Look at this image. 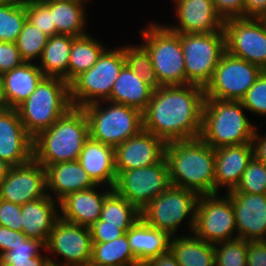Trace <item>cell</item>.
Wrapping results in <instances>:
<instances>
[{
    "instance_id": "cell-41",
    "label": "cell",
    "mask_w": 266,
    "mask_h": 266,
    "mask_svg": "<svg viewBox=\"0 0 266 266\" xmlns=\"http://www.w3.org/2000/svg\"><path fill=\"white\" fill-rule=\"evenodd\" d=\"M241 103L247 112H251V115L266 117V70L257 77L255 83L241 99Z\"/></svg>"
},
{
    "instance_id": "cell-48",
    "label": "cell",
    "mask_w": 266,
    "mask_h": 266,
    "mask_svg": "<svg viewBox=\"0 0 266 266\" xmlns=\"http://www.w3.org/2000/svg\"><path fill=\"white\" fill-rule=\"evenodd\" d=\"M247 266H266V240L247 241Z\"/></svg>"
},
{
    "instance_id": "cell-58",
    "label": "cell",
    "mask_w": 266,
    "mask_h": 266,
    "mask_svg": "<svg viewBox=\"0 0 266 266\" xmlns=\"http://www.w3.org/2000/svg\"><path fill=\"white\" fill-rule=\"evenodd\" d=\"M266 24V13L261 17Z\"/></svg>"
},
{
    "instance_id": "cell-36",
    "label": "cell",
    "mask_w": 266,
    "mask_h": 266,
    "mask_svg": "<svg viewBox=\"0 0 266 266\" xmlns=\"http://www.w3.org/2000/svg\"><path fill=\"white\" fill-rule=\"evenodd\" d=\"M49 36L37 29L27 19L15 42L24 62L38 63Z\"/></svg>"
},
{
    "instance_id": "cell-1",
    "label": "cell",
    "mask_w": 266,
    "mask_h": 266,
    "mask_svg": "<svg viewBox=\"0 0 266 266\" xmlns=\"http://www.w3.org/2000/svg\"><path fill=\"white\" fill-rule=\"evenodd\" d=\"M204 100L198 85L160 86L142 111L143 129L165 143L199 138Z\"/></svg>"
},
{
    "instance_id": "cell-59",
    "label": "cell",
    "mask_w": 266,
    "mask_h": 266,
    "mask_svg": "<svg viewBox=\"0 0 266 266\" xmlns=\"http://www.w3.org/2000/svg\"><path fill=\"white\" fill-rule=\"evenodd\" d=\"M80 1H83V2H85V3H89V2H91V0H80Z\"/></svg>"
},
{
    "instance_id": "cell-20",
    "label": "cell",
    "mask_w": 266,
    "mask_h": 266,
    "mask_svg": "<svg viewBox=\"0 0 266 266\" xmlns=\"http://www.w3.org/2000/svg\"><path fill=\"white\" fill-rule=\"evenodd\" d=\"M232 202L238 238L266 240V194L226 193Z\"/></svg>"
},
{
    "instance_id": "cell-50",
    "label": "cell",
    "mask_w": 266,
    "mask_h": 266,
    "mask_svg": "<svg viewBox=\"0 0 266 266\" xmlns=\"http://www.w3.org/2000/svg\"><path fill=\"white\" fill-rule=\"evenodd\" d=\"M252 146L253 156L257 160L266 164V133L260 134V132L256 129L252 138Z\"/></svg>"
},
{
    "instance_id": "cell-56",
    "label": "cell",
    "mask_w": 266,
    "mask_h": 266,
    "mask_svg": "<svg viewBox=\"0 0 266 266\" xmlns=\"http://www.w3.org/2000/svg\"><path fill=\"white\" fill-rule=\"evenodd\" d=\"M21 1H25V0H0V4L21 2Z\"/></svg>"
},
{
    "instance_id": "cell-54",
    "label": "cell",
    "mask_w": 266,
    "mask_h": 266,
    "mask_svg": "<svg viewBox=\"0 0 266 266\" xmlns=\"http://www.w3.org/2000/svg\"><path fill=\"white\" fill-rule=\"evenodd\" d=\"M128 266H152L150 260H135Z\"/></svg>"
},
{
    "instance_id": "cell-25",
    "label": "cell",
    "mask_w": 266,
    "mask_h": 266,
    "mask_svg": "<svg viewBox=\"0 0 266 266\" xmlns=\"http://www.w3.org/2000/svg\"><path fill=\"white\" fill-rule=\"evenodd\" d=\"M78 162L97 185L114 187L117 177L114 147L89 136L79 154Z\"/></svg>"
},
{
    "instance_id": "cell-17",
    "label": "cell",
    "mask_w": 266,
    "mask_h": 266,
    "mask_svg": "<svg viewBox=\"0 0 266 266\" xmlns=\"http://www.w3.org/2000/svg\"><path fill=\"white\" fill-rule=\"evenodd\" d=\"M165 145L162 139L142 129L114 148L116 174L159 163L165 157Z\"/></svg>"
},
{
    "instance_id": "cell-29",
    "label": "cell",
    "mask_w": 266,
    "mask_h": 266,
    "mask_svg": "<svg viewBox=\"0 0 266 266\" xmlns=\"http://www.w3.org/2000/svg\"><path fill=\"white\" fill-rule=\"evenodd\" d=\"M169 251L180 266H215L214 244L193 233L171 237Z\"/></svg>"
},
{
    "instance_id": "cell-31",
    "label": "cell",
    "mask_w": 266,
    "mask_h": 266,
    "mask_svg": "<svg viewBox=\"0 0 266 266\" xmlns=\"http://www.w3.org/2000/svg\"><path fill=\"white\" fill-rule=\"evenodd\" d=\"M74 36L57 34L49 37L38 67L45 77L60 78L68 83V62Z\"/></svg>"
},
{
    "instance_id": "cell-45",
    "label": "cell",
    "mask_w": 266,
    "mask_h": 266,
    "mask_svg": "<svg viewBox=\"0 0 266 266\" xmlns=\"http://www.w3.org/2000/svg\"><path fill=\"white\" fill-rule=\"evenodd\" d=\"M92 242H110L125 234L118 225L98 220L90 227Z\"/></svg>"
},
{
    "instance_id": "cell-43",
    "label": "cell",
    "mask_w": 266,
    "mask_h": 266,
    "mask_svg": "<svg viewBox=\"0 0 266 266\" xmlns=\"http://www.w3.org/2000/svg\"><path fill=\"white\" fill-rule=\"evenodd\" d=\"M0 225L22 232L21 205L0 199Z\"/></svg>"
},
{
    "instance_id": "cell-40",
    "label": "cell",
    "mask_w": 266,
    "mask_h": 266,
    "mask_svg": "<svg viewBox=\"0 0 266 266\" xmlns=\"http://www.w3.org/2000/svg\"><path fill=\"white\" fill-rule=\"evenodd\" d=\"M26 15L27 20L42 33L49 37L57 35L56 25L49 10V0H26Z\"/></svg>"
},
{
    "instance_id": "cell-51",
    "label": "cell",
    "mask_w": 266,
    "mask_h": 266,
    "mask_svg": "<svg viewBox=\"0 0 266 266\" xmlns=\"http://www.w3.org/2000/svg\"><path fill=\"white\" fill-rule=\"evenodd\" d=\"M47 255L42 253L40 256L22 261H0V266H50L51 262Z\"/></svg>"
},
{
    "instance_id": "cell-2",
    "label": "cell",
    "mask_w": 266,
    "mask_h": 266,
    "mask_svg": "<svg viewBox=\"0 0 266 266\" xmlns=\"http://www.w3.org/2000/svg\"><path fill=\"white\" fill-rule=\"evenodd\" d=\"M165 159L171 185L215 194V149L200 137L166 143Z\"/></svg>"
},
{
    "instance_id": "cell-55",
    "label": "cell",
    "mask_w": 266,
    "mask_h": 266,
    "mask_svg": "<svg viewBox=\"0 0 266 266\" xmlns=\"http://www.w3.org/2000/svg\"><path fill=\"white\" fill-rule=\"evenodd\" d=\"M6 104L3 98V93H2V83H1V77H0V111L6 109Z\"/></svg>"
},
{
    "instance_id": "cell-14",
    "label": "cell",
    "mask_w": 266,
    "mask_h": 266,
    "mask_svg": "<svg viewBox=\"0 0 266 266\" xmlns=\"http://www.w3.org/2000/svg\"><path fill=\"white\" fill-rule=\"evenodd\" d=\"M263 70L225 52L205 86V98L241 101Z\"/></svg>"
},
{
    "instance_id": "cell-8",
    "label": "cell",
    "mask_w": 266,
    "mask_h": 266,
    "mask_svg": "<svg viewBox=\"0 0 266 266\" xmlns=\"http://www.w3.org/2000/svg\"><path fill=\"white\" fill-rule=\"evenodd\" d=\"M199 197L192 190L171 185L149 202L140 216L148 225L167 232L171 237L180 235L178 230L186 221V232L192 233Z\"/></svg>"
},
{
    "instance_id": "cell-23",
    "label": "cell",
    "mask_w": 266,
    "mask_h": 266,
    "mask_svg": "<svg viewBox=\"0 0 266 266\" xmlns=\"http://www.w3.org/2000/svg\"><path fill=\"white\" fill-rule=\"evenodd\" d=\"M45 170L46 192L58 202L70 193L93 188L97 185L78 160L52 164L47 166Z\"/></svg>"
},
{
    "instance_id": "cell-39",
    "label": "cell",
    "mask_w": 266,
    "mask_h": 266,
    "mask_svg": "<svg viewBox=\"0 0 266 266\" xmlns=\"http://www.w3.org/2000/svg\"><path fill=\"white\" fill-rule=\"evenodd\" d=\"M232 192L266 194V164L253 156L248 162L239 184Z\"/></svg>"
},
{
    "instance_id": "cell-10",
    "label": "cell",
    "mask_w": 266,
    "mask_h": 266,
    "mask_svg": "<svg viewBox=\"0 0 266 266\" xmlns=\"http://www.w3.org/2000/svg\"><path fill=\"white\" fill-rule=\"evenodd\" d=\"M186 84L205 88L226 52L223 30L214 33L180 34Z\"/></svg>"
},
{
    "instance_id": "cell-47",
    "label": "cell",
    "mask_w": 266,
    "mask_h": 266,
    "mask_svg": "<svg viewBox=\"0 0 266 266\" xmlns=\"http://www.w3.org/2000/svg\"><path fill=\"white\" fill-rule=\"evenodd\" d=\"M28 237L23 232L14 231L5 226L0 225V256L8 252Z\"/></svg>"
},
{
    "instance_id": "cell-33",
    "label": "cell",
    "mask_w": 266,
    "mask_h": 266,
    "mask_svg": "<svg viewBox=\"0 0 266 266\" xmlns=\"http://www.w3.org/2000/svg\"><path fill=\"white\" fill-rule=\"evenodd\" d=\"M137 260L131 251L127 232L110 242H92V263L99 266H128Z\"/></svg>"
},
{
    "instance_id": "cell-6",
    "label": "cell",
    "mask_w": 266,
    "mask_h": 266,
    "mask_svg": "<svg viewBox=\"0 0 266 266\" xmlns=\"http://www.w3.org/2000/svg\"><path fill=\"white\" fill-rule=\"evenodd\" d=\"M139 32L147 49L160 86L186 84L185 63L180 34L165 24L149 21Z\"/></svg>"
},
{
    "instance_id": "cell-53",
    "label": "cell",
    "mask_w": 266,
    "mask_h": 266,
    "mask_svg": "<svg viewBox=\"0 0 266 266\" xmlns=\"http://www.w3.org/2000/svg\"><path fill=\"white\" fill-rule=\"evenodd\" d=\"M11 167L8 162L0 158V183L6 177Z\"/></svg>"
},
{
    "instance_id": "cell-22",
    "label": "cell",
    "mask_w": 266,
    "mask_h": 266,
    "mask_svg": "<svg viewBox=\"0 0 266 266\" xmlns=\"http://www.w3.org/2000/svg\"><path fill=\"white\" fill-rule=\"evenodd\" d=\"M252 157V142L215 149V193L234 190Z\"/></svg>"
},
{
    "instance_id": "cell-12",
    "label": "cell",
    "mask_w": 266,
    "mask_h": 266,
    "mask_svg": "<svg viewBox=\"0 0 266 266\" xmlns=\"http://www.w3.org/2000/svg\"><path fill=\"white\" fill-rule=\"evenodd\" d=\"M171 186L165 157L157 164L117 174L113 190L139 212Z\"/></svg>"
},
{
    "instance_id": "cell-32",
    "label": "cell",
    "mask_w": 266,
    "mask_h": 266,
    "mask_svg": "<svg viewBox=\"0 0 266 266\" xmlns=\"http://www.w3.org/2000/svg\"><path fill=\"white\" fill-rule=\"evenodd\" d=\"M106 48L101 39L98 40L90 33L74 37L69 54L68 84L82 72L92 68Z\"/></svg>"
},
{
    "instance_id": "cell-24",
    "label": "cell",
    "mask_w": 266,
    "mask_h": 266,
    "mask_svg": "<svg viewBox=\"0 0 266 266\" xmlns=\"http://www.w3.org/2000/svg\"><path fill=\"white\" fill-rule=\"evenodd\" d=\"M22 232L31 239L48 241L50 232L60 218L59 202L48 194L21 205Z\"/></svg>"
},
{
    "instance_id": "cell-5",
    "label": "cell",
    "mask_w": 266,
    "mask_h": 266,
    "mask_svg": "<svg viewBox=\"0 0 266 266\" xmlns=\"http://www.w3.org/2000/svg\"><path fill=\"white\" fill-rule=\"evenodd\" d=\"M71 107L70 84L60 78L44 77L16 109L26 132L35 138Z\"/></svg>"
},
{
    "instance_id": "cell-52",
    "label": "cell",
    "mask_w": 266,
    "mask_h": 266,
    "mask_svg": "<svg viewBox=\"0 0 266 266\" xmlns=\"http://www.w3.org/2000/svg\"><path fill=\"white\" fill-rule=\"evenodd\" d=\"M150 262L152 266H180L170 251L150 259Z\"/></svg>"
},
{
    "instance_id": "cell-34",
    "label": "cell",
    "mask_w": 266,
    "mask_h": 266,
    "mask_svg": "<svg viewBox=\"0 0 266 266\" xmlns=\"http://www.w3.org/2000/svg\"><path fill=\"white\" fill-rule=\"evenodd\" d=\"M140 217V212L113 190L104 200L99 220L118 225L126 233Z\"/></svg>"
},
{
    "instance_id": "cell-44",
    "label": "cell",
    "mask_w": 266,
    "mask_h": 266,
    "mask_svg": "<svg viewBox=\"0 0 266 266\" xmlns=\"http://www.w3.org/2000/svg\"><path fill=\"white\" fill-rule=\"evenodd\" d=\"M24 63L20 52L13 42L0 41V76Z\"/></svg>"
},
{
    "instance_id": "cell-49",
    "label": "cell",
    "mask_w": 266,
    "mask_h": 266,
    "mask_svg": "<svg viewBox=\"0 0 266 266\" xmlns=\"http://www.w3.org/2000/svg\"><path fill=\"white\" fill-rule=\"evenodd\" d=\"M266 13V0H243V17L261 18Z\"/></svg>"
},
{
    "instance_id": "cell-38",
    "label": "cell",
    "mask_w": 266,
    "mask_h": 266,
    "mask_svg": "<svg viewBox=\"0 0 266 266\" xmlns=\"http://www.w3.org/2000/svg\"><path fill=\"white\" fill-rule=\"evenodd\" d=\"M215 266H247V241L236 238L214 245Z\"/></svg>"
},
{
    "instance_id": "cell-27",
    "label": "cell",
    "mask_w": 266,
    "mask_h": 266,
    "mask_svg": "<svg viewBox=\"0 0 266 266\" xmlns=\"http://www.w3.org/2000/svg\"><path fill=\"white\" fill-rule=\"evenodd\" d=\"M127 238L137 260H150L169 252L171 236L148 225L141 217L127 231Z\"/></svg>"
},
{
    "instance_id": "cell-7",
    "label": "cell",
    "mask_w": 266,
    "mask_h": 266,
    "mask_svg": "<svg viewBox=\"0 0 266 266\" xmlns=\"http://www.w3.org/2000/svg\"><path fill=\"white\" fill-rule=\"evenodd\" d=\"M89 123V136L117 147L143 129L142 111L123 104L100 101L82 107Z\"/></svg>"
},
{
    "instance_id": "cell-21",
    "label": "cell",
    "mask_w": 266,
    "mask_h": 266,
    "mask_svg": "<svg viewBox=\"0 0 266 266\" xmlns=\"http://www.w3.org/2000/svg\"><path fill=\"white\" fill-rule=\"evenodd\" d=\"M112 191L113 188L96 185L66 195L59 201L60 218L90 228L100 219L104 200Z\"/></svg>"
},
{
    "instance_id": "cell-46",
    "label": "cell",
    "mask_w": 266,
    "mask_h": 266,
    "mask_svg": "<svg viewBox=\"0 0 266 266\" xmlns=\"http://www.w3.org/2000/svg\"><path fill=\"white\" fill-rule=\"evenodd\" d=\"M212 2L223 20L243 17V0H212Z\"/></svg>"
},
{
    "instance_id": "cell-35",
    "label": "cell",
    "mask_w": 266,
    "mask_h": 266,
    "mask_svg": "<svg viewBox=\"0 0 266 266\" xmlns=\"http://www.w3.org/2000/svg\"><path fill=\"white\" fill-rule=\"evenodd\" d=\"M26 19V0L0 4V41L15 43Z\"/></svg>"
},
{
    "instance_id": "cell-9",
    "label": "cell",
    "mask_w": 266,
    "mask_h": 266,
    "mask_svg": "<svg viewBox=\"0 0 266 266\" xmlns=\"http://www.w3.org/2000/svg\"><path fill=\"white\" fill-rule=\"evenodd\" d=\"M125 64L120 45L112 49L107 47L92 68L82 72L70 83L72 106L82 108L92 103L107 101Z\"/></svg>"
},
{
    "instance_id": "cell-3",
    "label": "cell",
    "mask_w": 266,
    "mask_h": 266,
    "mask_svg": "<svg viewBox=\"0 0 266 266\" xmlns=\"http://www.w3.org/2000/svg\"><path fill=\"white\" fill-rule=\"evenodd\" d=\"M89 138V123L81 107H71L49 128L33 138V158L44 168L78 160Z\"/></svg>"
},
{
    "instance_id": "cell-15",
    "label": "cell",
    "mask_w": 266,
    "mask_h": 266,
    "mask_svg": "<svg viewBox=\"0 0 266 266\" xmlns=\"http://www.w3.org/2000/svg\"><path fill=\"white\" fill-rule=\"evenodd\" d=\"M45 248L44 252L49 253L47 256L51 265L85 266L92 257L90 228L59 218L50 232Z\"/></svg>"
},
{
    "instance_id": "cell-18",
    "label": "cell",
    "mask_w": 266,
    "mask_h": 266,
    "mask_svg": "<svg viewBox=\"0 0 266 266\" xmlns=\"http://www.w3.org/2000/svg\"><path fill=\"white\" fill-rule=\"evenodd\" d=\"M177 22L166 26L178 34L214 33L223 30L222 17L212 0H171Z\"/></svg>"
},
{
    "instance_id": "cell-4",
    "label": "cell",
    "mask_w": 266,
    "mask_h": 266,
    "mask_svg": "<svg viewBox=\"0 0 266 266\" xmlns=\"http://www.w3.org/2000/svg\"><path fill=\"white\" fill-rule=\"evenodd\" d=\"M244 111L241 101L205 98L200 138L214 149L251 143L257 126Z\"/></svg>"
},
{
    "instance_id": "cell-42",
    "label": "cell",
    "mask_w": 266,
    "mask_h": 266,
    "mask_svg": "<svg viewBox=\"0 0 266 266\" xmlns=\"http://www.w3.org/2000/svg\"><path fill=\"white\" fill-rule=\"evenodd\" d=\"M42 250H46L45 244L39 240L27 238L14 247V249L3 253L0 261H22L40 256Z\"/></svg>"
},
{
    "instance_id": "cell-19",
    "label": "cell",
    "mask_w": 266,
    "mask_h": 266,
    "mask_svg": "<svg viewBox=\"0 0 266 266\" xmlns=\"http://www.w3.org/2000/svg\"><path fill=\"white\" fill-rule=\"evenodd\" d=\"M0 158L12 167L33 158V138L26 132L17 109L0 111Z\"/></svg>"
},
{
    "instance_id": "cell-16",
    "label": "cell",
    "mask_w": 266,
    "mask_h": 266,
    "mask_svg": "<svg viewBox=\"0 0 266 266\" xmlns=\"http://www.w3.org/2000/svg\"><path fill=\"white\" fill-rule=\"evenodd\" d=\"M46 195V170L34 158L11 167L0 183V199L7 202L23 205Z\"/></svg>"
},
{
    "instance_id": "cell-37",
    "label": "cell",
    "mask_w": 266,
    "mask_h": 266,
    "mask_svg": "<svg viewBox=\"0 0 266 266\" xmlns=\"http://www.w3.org/2000/svg\"><path fill=\"white\" fill-rule=\"evenodd\" d=\"M121 48L125 56L126 65L154 90L159 88L160 84L147 49L141 43L140 45L129 43V45H122Z\"/></svg>"
},
{
    "instance_id": "cell-13",
    "label": "cell",
    "mask_w": 266,
    "mask_h": 266,
    "mask_svg": "<svg viewBox=\"0 0 266 266\" xmlns=\"http://www.w3.org/2000/svg\"><path fill=\"white\" fill-rule=\"evenodd\" d=\"M223 31L226 52L266 70V24L262 18L225 19Z\"/></svg>"
},
{
    "instance_id": "cell-57",
    "label": "cell",
    "mask_w": 266,
    "mask_h": 266,
    "mask_svg": "<svg viewBox=\"0 0 266 266\" xmlns=\"http://www.w3.org/2000/svg\"><path fill=\"white\" fill-rule=\"evenodd\" d=\"M85 266H99V265H96V264H94L92 262H88Z\"/></svg>"
},
{
    "instance_id": "cell-26",
    "label": "cell",
    "mask_w": 266,
    "mask_h": 266,
    "mask_svg": "<svg viewBox=\"0 0 266 266\" xmlns=\"http://www.w3.org/2000/svg\"><path fill=\"white\" fill-rule=\"evenodd\" d=\"M0 77L6 107L16 109L34 92L45 76L37 63L24 62Z\"/></svg>"
},
{
    "instance_id": "cell-30",
    "label": "cell",
    "mask_w": 266,
    "mask_h": 266,
    "mask_svg": "<svg viewBox=\"0 0 266 266\" xmlns=\"http://www.w3.org/2000/svg\"><path fill=\"white\" fill-rule=\"evenodd\" d=\"M87 3L80 0H49V10L57 34L79 37L88 34ZM87 30V31H86Z\"/></svg>"
},
{
    "instance_id": "cell-28",
    "label": "cell",
    "mask_w": 266,
    "mask_h": 266,
    "mask_svg": "<svg viewBox=\"0 0 266 266\" xmlns=\"http://www.w3.org/2000/svg\"><path fill=\"white\" fill-rule=\"evenodd\" d=\"M153 88L124 65L118 78L114 82L111 94L107 101L131 106L143 111L151 100Z\"/></svg>"
},
{
    "instance_id": "cell-11",
    "label": "cell",
    "mask_w": 266,
    "mask_h": 266,
    "mask_svg": "<svg viewBox=\"0 0 266 266\" xmlns=\"http://www.w3.org/2000/svg\"><path fill=\"white\" fill-rule=\"evenodd\" d=\"M220 193L200 195L192 233L216 244L238 238L231 198Z\"/></svg>"
}]
</instances>
